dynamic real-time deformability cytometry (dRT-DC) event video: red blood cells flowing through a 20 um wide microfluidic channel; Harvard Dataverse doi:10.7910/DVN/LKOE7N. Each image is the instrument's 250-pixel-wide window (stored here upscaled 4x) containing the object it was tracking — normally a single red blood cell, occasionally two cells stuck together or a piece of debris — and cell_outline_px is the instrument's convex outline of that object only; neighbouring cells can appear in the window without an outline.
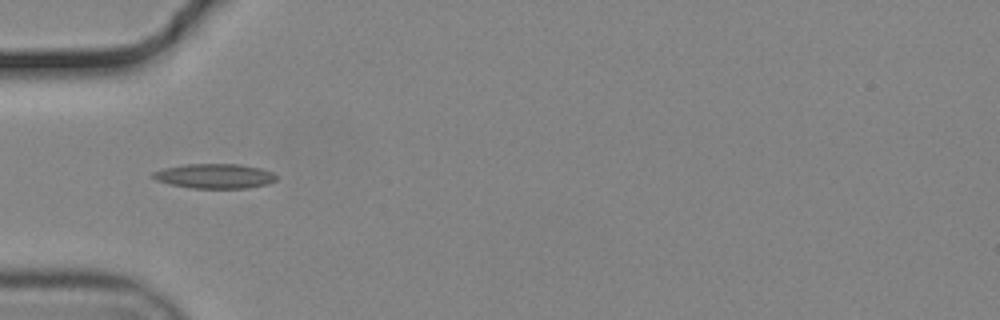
{"species": "common noctule bat (a hibernating species)", "species_latin": "Nyctalus noctula", "temperature_condition": "cold", "stored_images_in_passage": 40, "camera_frame_rate_fps": 3000, "um_per_image_px": 0.085, "animal": {"sex": "male", "body_mass_g": 19.2, "forearm_length_mm": 51.8}, "frame": {"image": 1, "passage_image": 3, "time_ms": 0.667, "image_size_px": [1000, 320], "cell_outline_px": [[276, 180], [268, 184], [248, 188], [192, 188], [172, 184], [156, 180], [152, 176], [152, 172], [164, 168], [184, 164], [240, 164], [260, 168], [272, 172], [276, 176]], "centroid_in_image_um": [18.26, 14.96], "position_along_channel_um": 66.7, "area_um2": 17.69}}
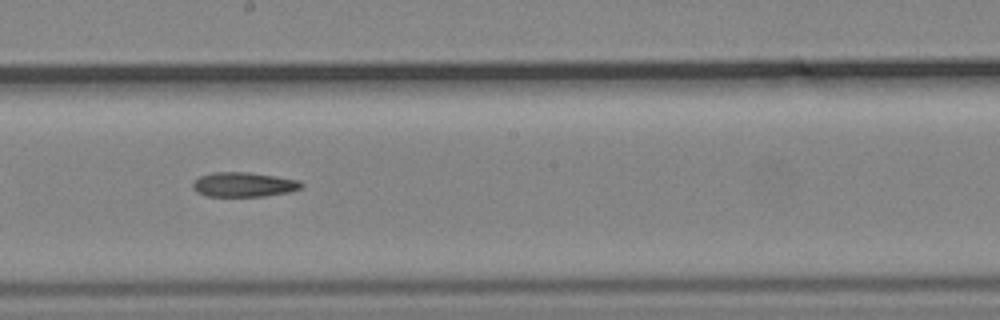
{"frame": {"image": 2, "passage_image": 16, "time_ms": 5.0, "image_size_px": [1000, 320], "cell_outline_px": [[304, 184], [300, 188], [288, 192], [264, 196], [208, 196], [196, 192], [192, 188], [192, 184], [200, 176], [212, 172], [248, 172], [276, 176], [300, 180]], "centroid_in_image_um": [20.71, 15.68], "position_along_channel_um": 227.5, "area_um2": 15.55}}
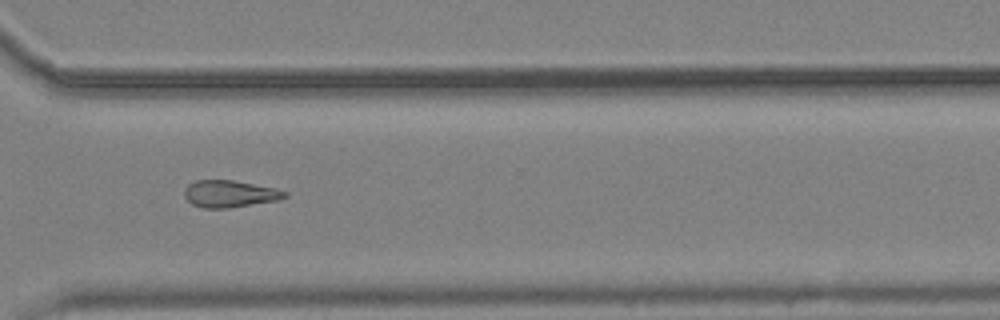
{"frame": {"image": 3, "passage_image": 26, "time_ms": 8.333, "image_size_px": [1000, 320], "cell_outline_px": [[288, 196], [280, 200], [228, 208], [204, 208], [192, 204], [184, 196], [184, 188], [188, 184], [196, 180], [236, 180], [276, 188], [288, 192]], "centroid_in_image_um": [19.55, 16.47], "position_along_channel_um": 351.0, "area_um2": 16.01}}